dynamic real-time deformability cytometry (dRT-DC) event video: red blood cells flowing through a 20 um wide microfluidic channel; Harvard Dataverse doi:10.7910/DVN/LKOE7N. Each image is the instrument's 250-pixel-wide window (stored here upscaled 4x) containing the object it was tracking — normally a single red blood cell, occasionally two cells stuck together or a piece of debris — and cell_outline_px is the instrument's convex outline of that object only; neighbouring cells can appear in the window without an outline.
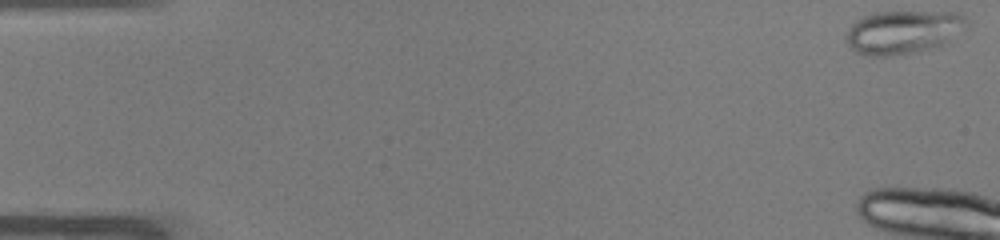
{"species": "common noctule bat (a hibernating species)", "species_latin": "Nyctalus noctula", "temperature_condition": "warm", "stored_images_in_passage": 7, "camera_frame_rate_fps": 3000, "um_per_image_px": 0.085, "animal": {"sex": "male", "body_mass_g": 19.0, "forearm_length_mm": 50.8}, "frame": {"image": 1, "passage_image": 1, "time_ms": 0.0, "image_size_px": [1000, 240], "cell_outline_px": [[968, 24], [948, 40], [940, 44], [928, 48], [912, 52], [892, 56], [864, 56], [856, 52], [844, 40], [844, 36], [852, 24], [856, 20], [872, 12], [956, 12], [964, 16], [968, 20]], "centroid_in_image_um": [76.69, 2.71], "position_along_channel_um": 8.3, "area_um2": 30.23}}